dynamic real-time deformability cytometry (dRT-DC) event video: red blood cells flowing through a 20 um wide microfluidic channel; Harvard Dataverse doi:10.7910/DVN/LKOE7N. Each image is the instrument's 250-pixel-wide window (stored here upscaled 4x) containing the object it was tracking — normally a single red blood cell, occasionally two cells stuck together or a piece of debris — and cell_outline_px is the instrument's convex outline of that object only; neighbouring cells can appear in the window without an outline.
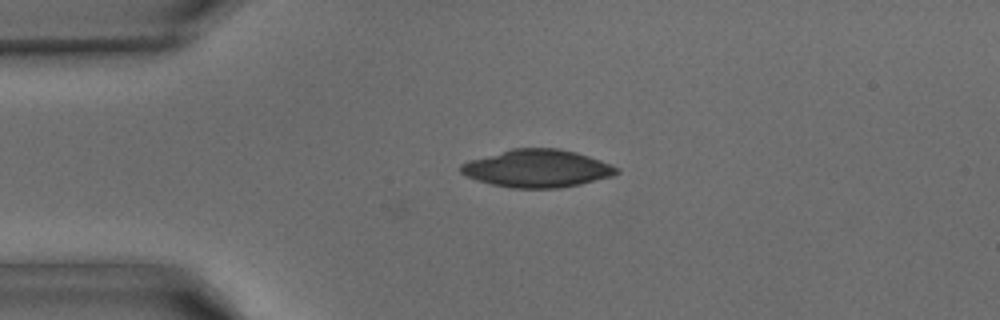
{"species": "common noctule bat (a hibernating species)", "species_latin": "Nyctalus noctula", "temperature_condition": "warm", "stored_images_in_passage": 3, "camera_frame_rate_fps": 3000, "um_per_image_px": 0.085, "animal": {"sex": "male", "body_mass_g": 15.6}, "frame": {"image": 1, "passage_image": 1, "time_ms": 0.0, "image_size_px": [1000, 320], "cell_outline_px": [[620, 172], [612, 176], [580, 184], [560, 188], [512, 188], [492, 184], [476, 180], [460, 172], [460, 164], [468, 160], [512, 148], [560, 148], [576, 152], [600, 160], [620, 168]], "centroid_in_image_um": [45.66, 14.31], "position_along_channel_um": 39.3, "area_um2": 34.28}}